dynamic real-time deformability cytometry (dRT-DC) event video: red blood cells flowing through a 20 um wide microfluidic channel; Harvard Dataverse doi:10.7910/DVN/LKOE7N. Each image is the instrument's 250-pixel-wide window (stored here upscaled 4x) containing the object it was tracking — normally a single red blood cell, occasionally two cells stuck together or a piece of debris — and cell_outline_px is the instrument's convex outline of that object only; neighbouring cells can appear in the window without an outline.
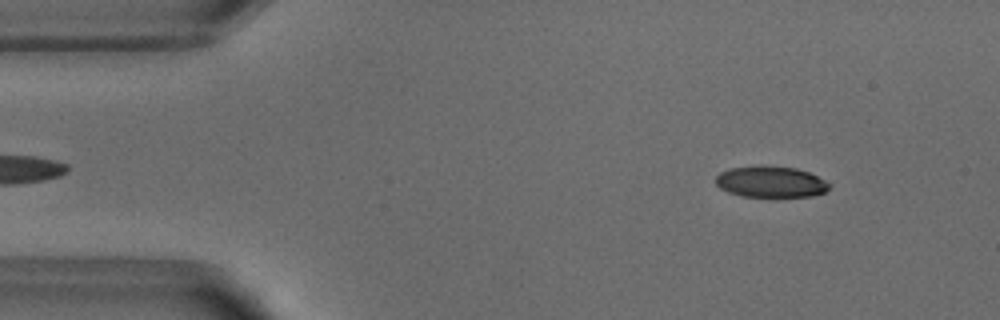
{"species": "common noctule bat (a hibernating species)", "species_latin": "Nyctalus noctula", "temperature_condition": "warm", "stored_images_in_passage": 48, "camera_frame_rate_fps": 3000, "um_per_image_px": 0.085, "animal": {"sex": "male", "body_mass_g": 18.8}, "frame": {"image": 1, "passage_image": 3, "time_ms": 0.667, "image_size_px": [1000, 320], "cell_outline_px": [[832, 184], [824, 192], [812, 196], [744, 196], [728, 192], [720, 188], [716, 184], [716, 176], [720, 172], [728, 168], [756, 164], [764, 164], [796, 168], [808, 172]], "centroid_in_image_um": [65.47, 15.42], "position_along_channel_um": 19.5, "area_um2": 20.87}}
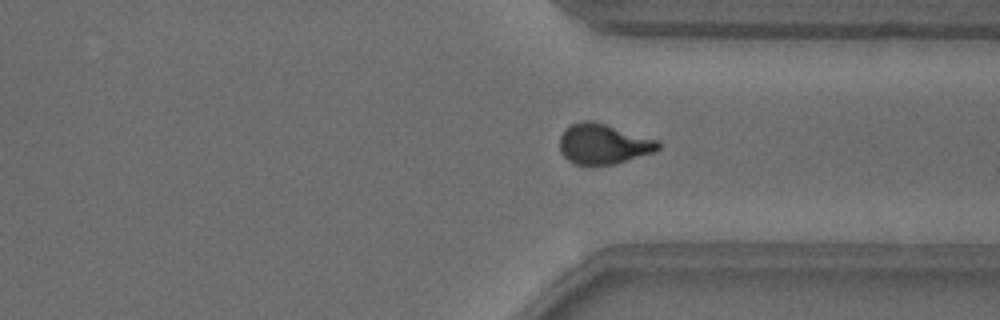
{"frame": {"image": 2, "passage_image": 35, "time_ms": 11.333, "image_size_px": [1000, 320], "cell_outline_px": [[660, 148], [656, 152], [616, 164], [572, 164], [560, 152], [560, 136], [564, 128], [580, 120], [592, 120], [660, 140]], "centroid_in_image_um": [51.3, 12.23], "position_along_channel_um": 360.1, "area_um2": 23.41}}
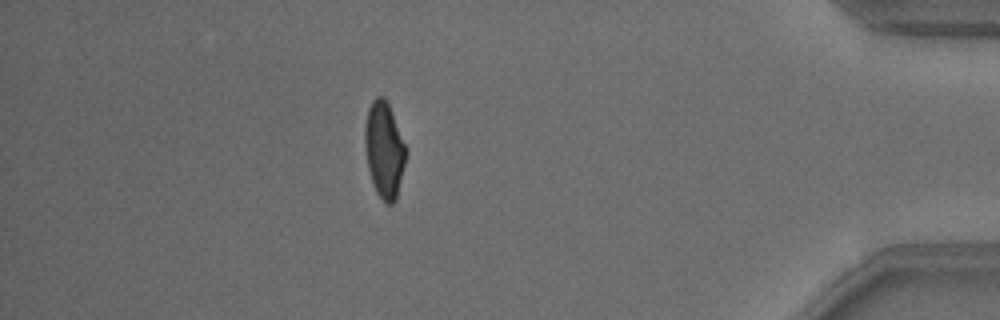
{"frame": {"image": 3, "passage_image": 42, "time_ms": 13.667, "image_size_px": [1000, 320], "cell_outline_px": [[408, 152], [396, 200], [392, 204], [384, 204], [376, 192], [368, 168], [364, 144], [364, 128], [368, 108], [372, 100], [376, 96], [384, 96], [392, 112], [408, 148]], "centroid_in_image_um": [32.67, 12.74], "position_along_channel_um": 402.5, "area_um2": 23.41}, "authors_computed_cell_mechanics": {"area_um2": 23.1489, "velocity_mm_per_s": 3.8851, "shape_relaxation_time_tau1_ms": 3.2051, "shape_relaxation_time_tau2_ms": 0.9714, "deformation_change_tau1": 0.1567, "deformation_change_tau2": 0.0641}}